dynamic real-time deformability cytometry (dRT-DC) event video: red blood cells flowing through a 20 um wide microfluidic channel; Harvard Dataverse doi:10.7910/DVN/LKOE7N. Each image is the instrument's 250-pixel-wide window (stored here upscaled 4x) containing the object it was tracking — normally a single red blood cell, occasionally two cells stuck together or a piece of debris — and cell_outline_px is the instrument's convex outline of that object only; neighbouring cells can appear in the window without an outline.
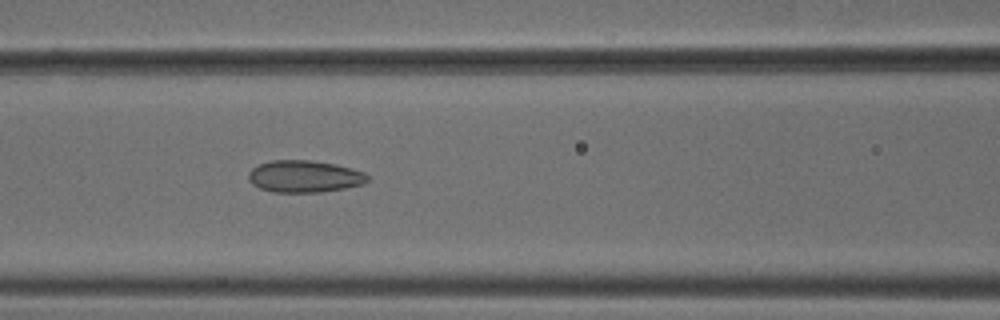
{"species": "common noctule bat (a hibernating species)", "species_latin": "Nyctalus noctula", "temperature_condition": "cold", "stored_images_in_passage": 37, "camera_frame_rate_fps": 3000, "um_per_image_px": 0.085, "animal": {"sex": "male", "body_mass_g": 18.8}, "frame": {"image": 1, "passage_image": 7, "time_ms": 2.0, "image_size_px": [1000, 320], "cell_outline_px": [[368, 180], [364, 184], [344, 188], [320, 192], [272, 192], [260, 188], [252, 184], [248, 180], [248, 172], [252, 168], [260, 164], [272, 160], [312, 160], [336, 164], [352, 168], [364, 172], [368, 176]], "centroid_in_image_um": [25.87, 14.99], "position_along_channel_um": 140.7, "area_um2": 22.31}}
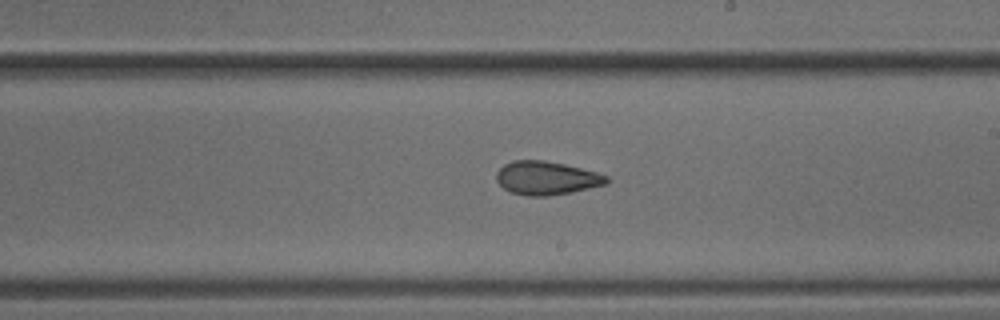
{"frame": {"image": 2, "passage_image": 15, "time_ms": 4.667, "image_size_px": [1000, 320], "cell_outline_px": [[608, 184], [572, 192], [548, 196], [528, 196], [512, 192], [504, 188], [496, 180], [496, 172], [504, 164], [512, 160], [544, 160], [564, 164], [596, 172], [608, 176]], "centroid_in_image_um": [46.45, 15.13], "position_along_channel_um": 242.6, "area_um2": 21.5}}
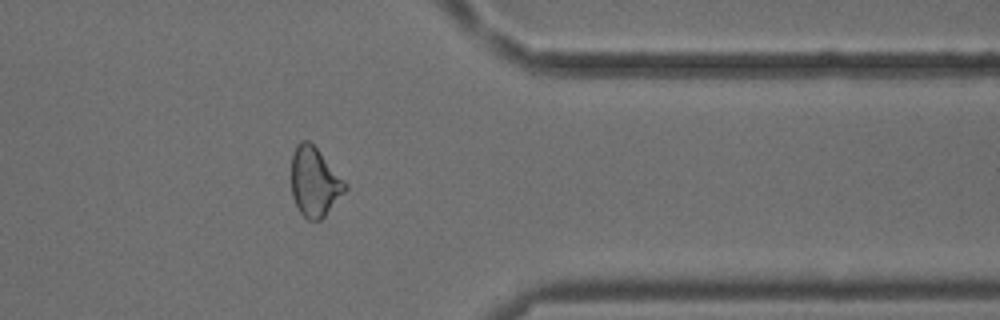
{"frame": {"image": 3, "passage_image": 27, "time_ms": 8.667, "image_size_px": [1000, 320], "cell_outline_px": [[348, 188], [324, 216], [320, 220], [308, 220], [300, 212], [292, 196], [292, 156], [296, 144], [300, 140], [308, 140], [316, 148], [348, 184]], "centroid_in_image_um": [26.74, 15.46], "position_along_channel_um": 384.7, "area_um2": 21.44}, "authors_computed_cell_mechanics": {"area_um2": 21.6172, "velocity_mm_per_s": 3.8183, "shape_relaxation_time_tau1_ms": null, "shape_relaxation_time_tau2_ms": 2.4157, "deformation_change_tau1": null, "deformation_change_tau2": 0.0902}}